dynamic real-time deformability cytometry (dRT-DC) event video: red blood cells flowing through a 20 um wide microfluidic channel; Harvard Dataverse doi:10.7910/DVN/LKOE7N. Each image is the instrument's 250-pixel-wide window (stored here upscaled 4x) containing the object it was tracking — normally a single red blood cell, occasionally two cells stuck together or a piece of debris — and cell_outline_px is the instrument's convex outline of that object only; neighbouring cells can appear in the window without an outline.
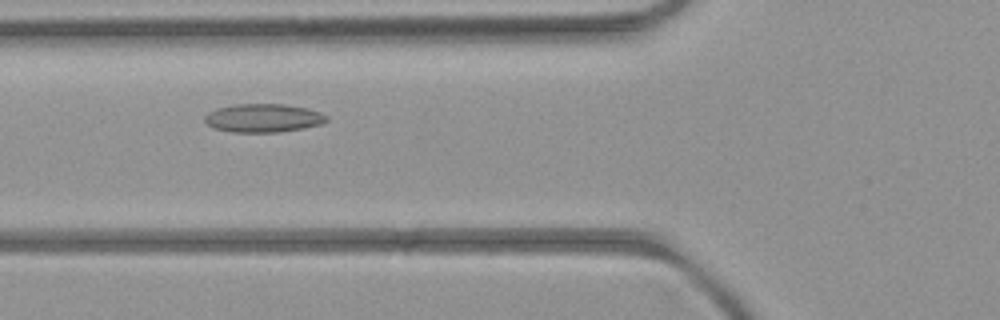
{"species": "common noctule bat (a hibernating species)", "species_latin": "Nyctalus noctula", "temperature_condition": "room temperature", "stored_images_in_passage": 5, "camera_frame_rate_fps": 3000, "um_per_image_px": 0.085, "animal": {"sex": "female", "body_mass_g": 21.9}, "frame": {"image": 1, "passage_image": 3, "time_ms": 3.0, "image_size_px": [1000, 320], "cell_outline_px": [[328, 120], [320, 124], [300, 128], [276, 132], [232, 132], [212, 128], [204, 120], [204, 116], [208, 112], [216, 108], [236, 104], [284, 104], [304, 108], [320, 112], [328, 116]], "centroid_in_image_um": [22.32, 10.03], "position_along_channel_um": 103.5, "area_um2": 20.06}}
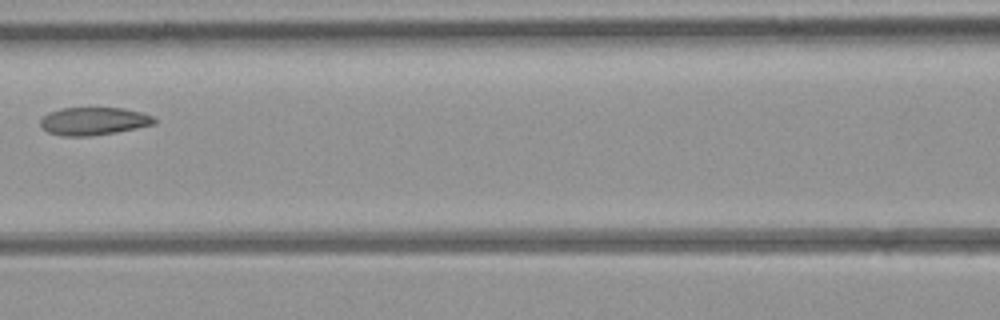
{"frame": {"image": 2, "passage_image": 4, "time_ms": 4.333, "image_size_px": [1000, 320], "cell_outline_px": [[156, 124], [116, 132], [88, 136], [64, 136], [48, 132], [40, 128], [40, 120], [48, 112], [60, 108], [124, 108], [140, 112], [152, 116], [156, 120]], "centroid_in_image_um": [7.93, 10.29], "position_along_channel_um": 158.7, "area_um2": 18.5}}
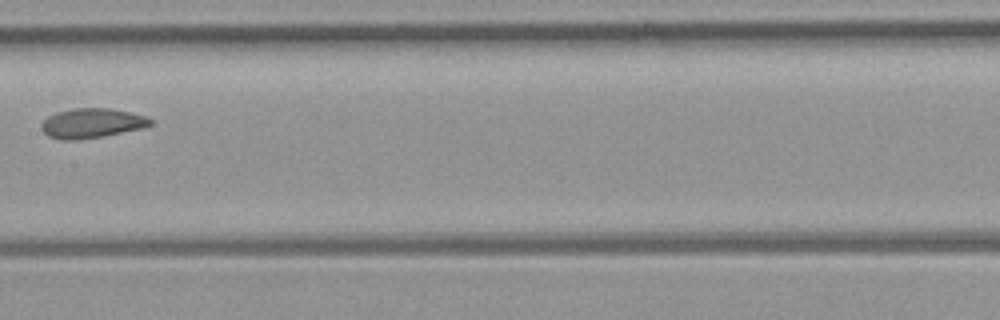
{"frame": {"image": 3, "passage_image": 5, "time_ms": 5.333, "image_size_px": [1000, 320], "cell_outline_px": [[152, 124], [144, 128], [104, 136], [76, 140], [60, 140], [48, 136], [40, 128], [40, 124], [48, 116], [56, 112], [76, 108], [112, 108], [144, 116], [152, 120]], "centroid_in_image_um": [7.78, 10.48], "position_along_channel_um": 199.6, "area_um2": 18.9}}